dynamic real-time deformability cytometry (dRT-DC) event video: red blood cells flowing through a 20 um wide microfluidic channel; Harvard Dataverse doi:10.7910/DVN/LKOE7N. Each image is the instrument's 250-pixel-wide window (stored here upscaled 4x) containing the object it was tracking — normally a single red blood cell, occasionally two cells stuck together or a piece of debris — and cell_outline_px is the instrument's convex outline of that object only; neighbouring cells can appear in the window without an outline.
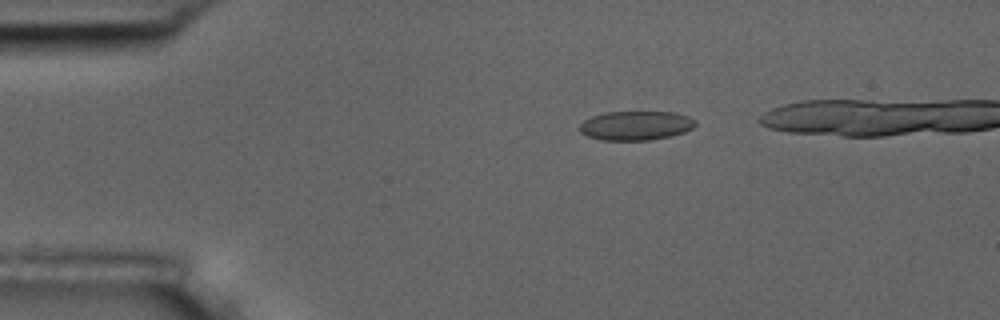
{"species": "common noctule bat (a hibernating species)", "species_latin": "Nyctalus noctula", "temperature_condition": "room temperature", "stored_images_in_passage": 45, "camera_frame_rate_fps": 3000, "um_per_image_px": 0.085, "animal": {"sex": "male", "body_mass_g": 17.5, "forearm_length_mm": 52.3}, "frame": {"image": 1, "passage_image": 8, "time_ms": 2.333, "image_size_px": [1000, 320], "cell_outline_px": [[696, 124], [692, 128], [684, 132], [672, 136], [652, 140], [600, 140], [588, 136], [580, 132], [580, 124], [584, 120], [592, 116], [604, 112], [676, 112], [688, 116], [696, 120]], "centroid_in_image_um": [54.06, 10.67], "position_along_channel_um": 30.9, "area_um2": 19.83}}
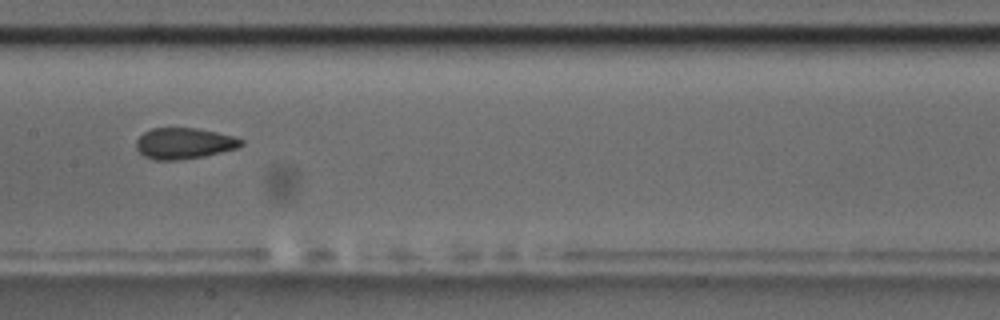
{"frame": {"image": 2, "passage_image": 25, "time_ms": 8.0, "image_size_px": [1000, 320], "cell_outline_px": [[244, 144], [236, 148], [204, 156], [176, 160], [156, 160], [144, 156], [136, 148], [136, 140], [144, 132], [152, 128], [196, 128], [216, 132], [232, 136], [244, 140]], "centroid_in_image_um": [15.63, 12.18], "position_along_channel_um": 191.8, "area_um2": 18.84}}
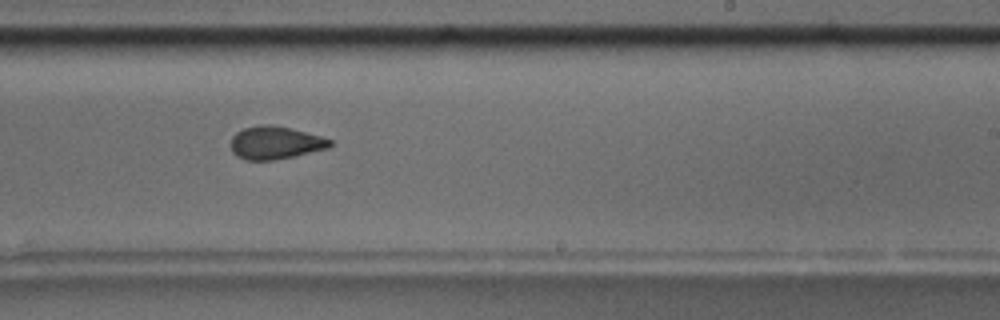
{"frame": {"image": 3, "passage_image": 31, "time_ms": 10.0, "image_size_px": [1000, 320], "cell_outline_px": [[332, 144], [328, 148], [292, 156], [272, 160], [244, 160], [236, 156], [232, 152], [232, 136], [236, 132], [244, 128], [260, 124], [268, 124], [288, 128], [320, 136], [332, 140]], "centroid_in_image_um": [23.36, 12.13], "position_along_channel_um": 265.6, "area_um2": 18.73}}